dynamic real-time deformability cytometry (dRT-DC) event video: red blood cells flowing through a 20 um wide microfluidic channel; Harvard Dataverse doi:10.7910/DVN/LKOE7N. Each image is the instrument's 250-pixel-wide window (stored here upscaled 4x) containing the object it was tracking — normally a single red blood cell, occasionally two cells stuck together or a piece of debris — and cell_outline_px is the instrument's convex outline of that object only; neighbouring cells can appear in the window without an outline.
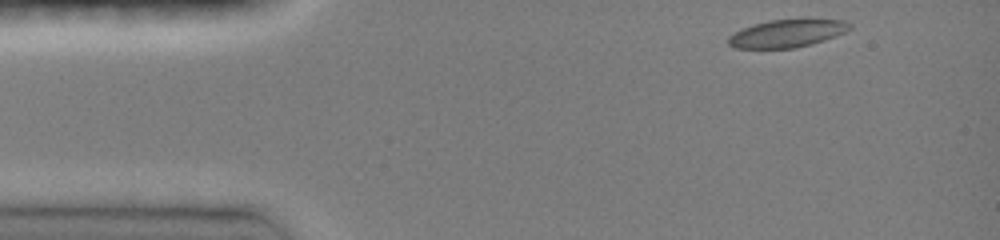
{"species": "common noctule bat (a hibernating species)", "species_latin": "Nyctalus noctula", "temperature_condition": "room temperature", "stored_images_in_passage": 39, "camera_frame_rate_fps": 3000, "um_per_image_px": 0.085, "animal": {"sex": "female", "body_mass_g": 19.0, "forearm_length_mm": 51.5}, "frame": {"image": 1, "passage_image": 1, "time_ms": 0.0, "image_size_px": [1000, 240], "cell_outline_px": [[852, 28], [836, 36], [812, 44], [796, 48], [736, 48], [728, 44], [728, 36], [740, 28], [768, 20], [808, 16], [844, 20], [852, 24]], "centroid_in_image_um": [66.97, 2.78], "position_along_channel_um": 18.0, "area_um2": 20.63}}
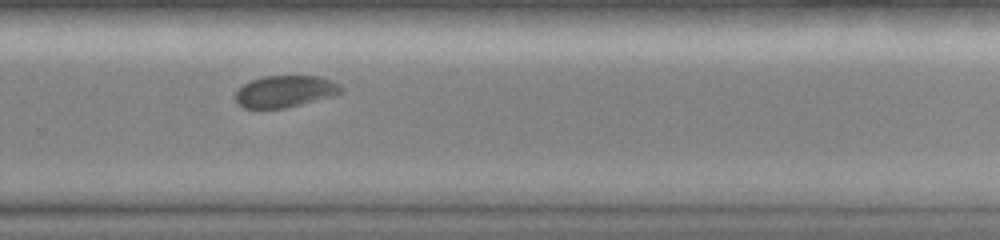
{"frame": {"image": 2, "passage_image": 28, "time_ms": 9.0, "image_size_px": [1000, 240], "cell_outline_px": [[344, 92], [300, 104], [284, 108], [244, 108], [236, 100], [236, 92], [244, 84], [252, 80], [264, 76], [320, 76], [332, 80], [340, 84], [344, 88]], "centroid_in_image_um": [24.27, 7.75], "position_along_channel_um": 305.5, "area_um2": 19.31}}
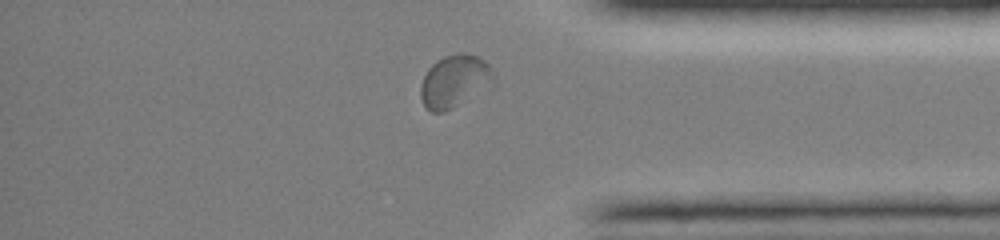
{"frame": {"image": 3, "passage_image": 35, "time_ms": 11.333, "image_size_px": [1000, 240], "cell_outline_px": [[496, 84], [452, 108], [444, 112], [432, 112], [424, 104], [420, 96], [420, 84], [428, 68], [436, 60], [444, 56], [476, 56], [484, 60], [492, 68], [496, 80]], "centroid_in_image_um": [38.66, 6.94], "position_along_channel_um": 396.5, "area_um2": 22.14}, "authors_computed_cell_mechanics": {"area_um2": 20.4612, "velocity_mm_per_s": 4.0372, "shape_relaxation_time_tau1_ms": 2.6124, "shape_relaxation_time_tau2_ms": 3.0539, "deformation_change_tau1": 0.0763, "deformation_change_tau2": 0.0282}}